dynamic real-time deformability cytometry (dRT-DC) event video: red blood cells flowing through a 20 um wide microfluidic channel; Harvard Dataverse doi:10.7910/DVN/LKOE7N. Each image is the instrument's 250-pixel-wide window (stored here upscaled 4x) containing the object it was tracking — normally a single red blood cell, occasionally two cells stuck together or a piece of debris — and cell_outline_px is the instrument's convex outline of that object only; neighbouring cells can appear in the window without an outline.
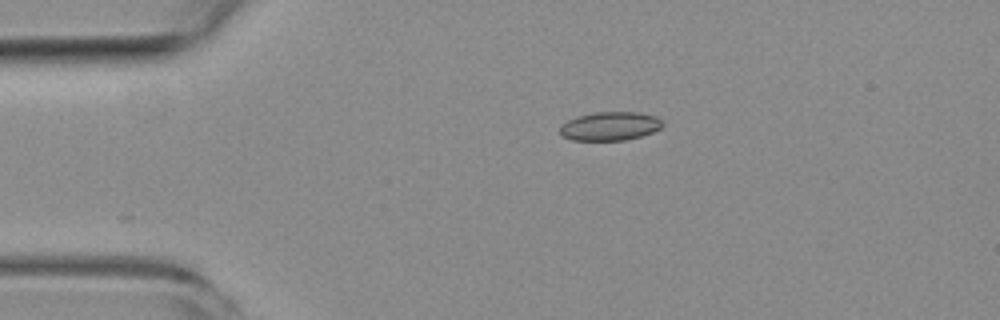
{"species": "common noctule bat (a hibernating species)", "species_latin": "Nyctalus noctula", "temperature_condition": "room temperature", "stored_images_in_passage": 2, "camera_frame_rate_fps": 3000, "um_per_image_px": 0.085, "animal": {"sex": "female", "body_mass_g": 19.3, "forearm_length_mm": 54.1}, "frame": {"image": 1, "passage_image": 2, "time_ms": 1.333, "image_size_px": [1000, 320], "cell_outline_px": [[664, 124], [660, 128], [652, 132], [640, 136], [624, 140], [572, 140], [564, 136], [560, 132], [560, 128], [568, 120], [576, 116], [596, 112], [636, 112], [656, 116]], "centroid_in_image_um": [51.86, 10.72], "position_along_channel_um": 33.1, "area_um2": 16.94}}